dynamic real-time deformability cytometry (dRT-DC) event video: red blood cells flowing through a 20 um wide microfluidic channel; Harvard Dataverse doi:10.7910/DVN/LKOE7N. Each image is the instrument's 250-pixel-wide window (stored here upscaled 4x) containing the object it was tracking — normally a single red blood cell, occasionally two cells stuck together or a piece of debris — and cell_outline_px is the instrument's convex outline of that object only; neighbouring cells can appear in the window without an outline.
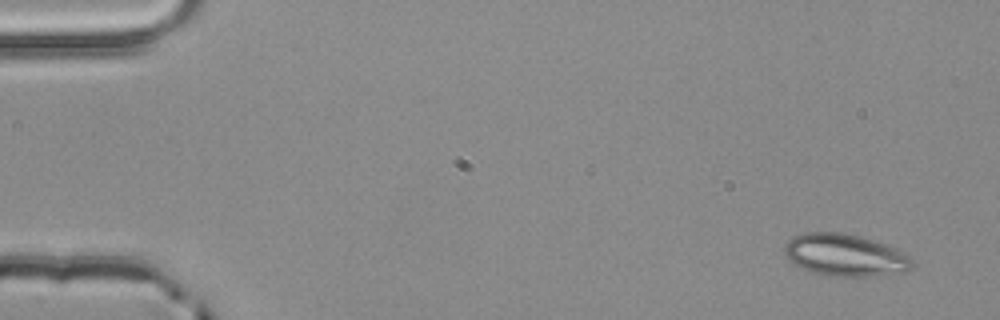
{"species": "common noctule bat (a hibernating species)", "species_latin": "Nyctalus noctula", "temperature_condition": "room temperature", "stored_images_in_passage": 4, "camera_frame_rate_fps": 3000, "um_per_image_px": 0.085, "animal": {"sex": "male", "body_mass_g": 20.4}, "frame": {"image": 1, "passage_image": 1, "time_ms": 0.0, "image_size_px": [1000, 320], "cell_outline_px": [[916, 264], [908, 272], [872, 276], [828, 276], [812, 272], [788, 260], [784, 252], [784, 244], [792, 236], [804, 232], [840, 232], [860, 236], [896, 248], [912, 256]], "centroid_in_image_um": [71.88, 21.68], "position_along_channel_um": 13.1, "area_um2": 31.79}}